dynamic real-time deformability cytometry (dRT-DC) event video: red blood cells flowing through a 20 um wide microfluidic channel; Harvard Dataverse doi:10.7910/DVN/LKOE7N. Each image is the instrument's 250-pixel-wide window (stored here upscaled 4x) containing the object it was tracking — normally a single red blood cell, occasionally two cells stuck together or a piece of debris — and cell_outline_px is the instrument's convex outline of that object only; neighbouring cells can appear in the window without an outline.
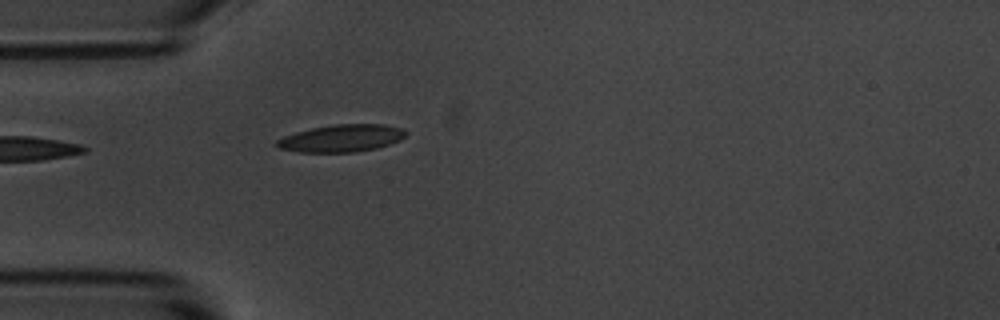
{"species": "common noctule bat (a hibernating species)", "species_latin": "Nyctalus noctula", "temperature_condition": "room temperature", "stored_images_in_passage": 5, "camera_frame_rate_fps": 3000, "um_per_image_px": 0.085, "animal": {"sex": "male", "body_mass_g": 20.1, "forearm_length_mm": 53.5}, "frame": {"image": 1, "passage_image": 5, "time_ms": 4.667, "image_size_px": [1000, 320], "cell_outline_px": [[408, 132], [400, 140], [376, 148], [352, 152], [300, 152], [276, 148], [272, 144], [276, 140], [284, 136], [296, 132], [312, 128], [332, 124], [384, 124], [404, 128]], "centroid_in_image_um": [28.99, 11.74], "position_along_channel_um": 56.0, "area_um2": 20.69}}